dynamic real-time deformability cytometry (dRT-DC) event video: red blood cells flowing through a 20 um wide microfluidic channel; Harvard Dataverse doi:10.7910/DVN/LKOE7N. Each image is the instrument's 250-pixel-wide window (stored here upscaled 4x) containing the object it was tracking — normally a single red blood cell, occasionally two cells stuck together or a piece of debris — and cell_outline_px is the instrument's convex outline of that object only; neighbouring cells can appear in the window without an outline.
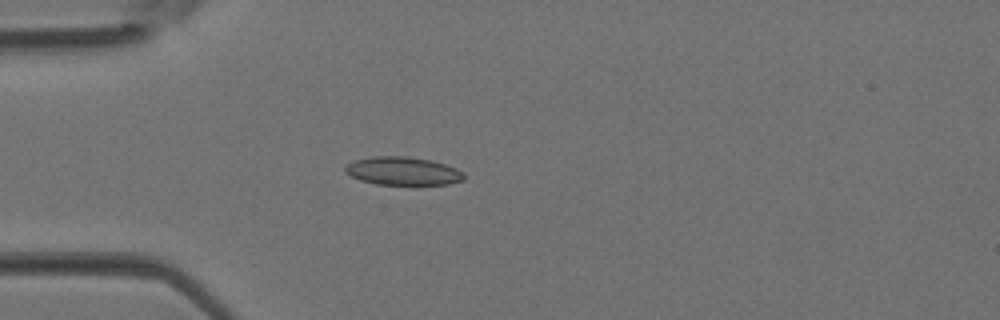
{"species": "Egyptian fruit bat (a non-hibernating species)", "species_latin": "Rousettus aegyptiacus", "temperature_condition": "room temperature", "stored_images_in_passage": 4, "camera_frame_rate_fps": 3000, "um_per_image_px": 0.085, "animal": {"sex": "female"}, "frame": {"image": 1, "passage_image": 4, "time_ms": 1.0, "image_size_px": [1000, 320], "cell_outline_px": [[464, 180], [448, 184], [376, 184], [360, 180], [344, 172], [344, 168], [348, 164], [356, 160], [372, 156], [408, 156], [432, 160], [456, 168], [464, 172]], "centroid_in_image_um": [34.25, 14.53], "position_along_channel_um": 50.7, "area_um2": 19.48}}